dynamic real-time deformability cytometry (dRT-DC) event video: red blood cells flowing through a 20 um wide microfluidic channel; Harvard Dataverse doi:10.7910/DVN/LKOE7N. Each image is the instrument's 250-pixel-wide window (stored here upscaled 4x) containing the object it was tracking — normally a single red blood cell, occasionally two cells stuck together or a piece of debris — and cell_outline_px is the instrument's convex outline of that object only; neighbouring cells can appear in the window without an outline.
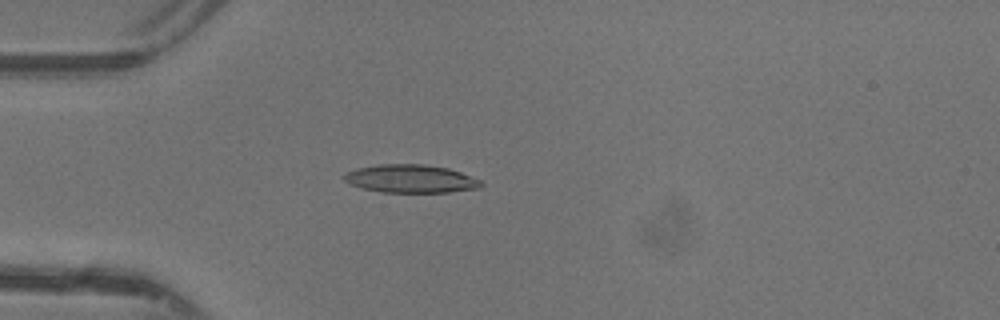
{"species": "common noctule bat (a hibernating species)", "species_latin": "Nyctalus noctula", "temperature_condition": "warm", "stored_images_in_passage": 42, "camera_frame_rate_fps": 3000, "um_per_image_px": 0.085, "animal": {"sex": "female"}, "frame": {"image": 1, "passage_image": 11, "time_ms": 3.333, "image_size_px": [1000, 320], "cell_outline_px": [[484, 184], [480, 188], [448, 192], [380, 192], [348, 184], [344, 180], [344, 176], [348, 172], [356, 168], [376, 164], [424, 164], [448, 168], [460, 172], [480, 180]], "centroid_in_image_um": [34.91, 15.19], "position_along_channel_um": 50.1, "area_um2": 22.43}}
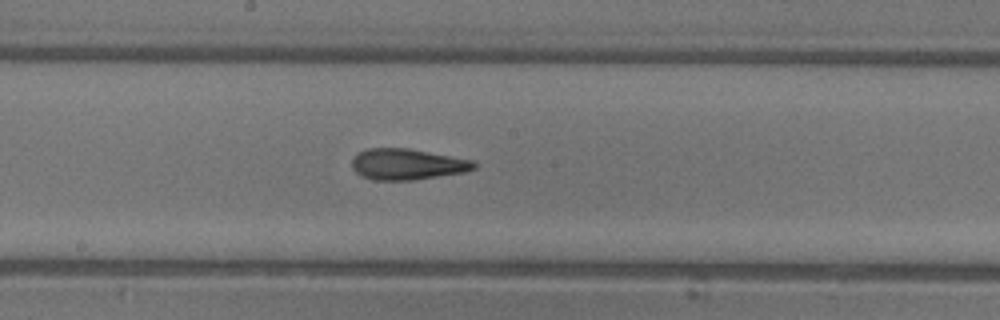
{"frame": {"image": 2, "passage_image": 23, "time_ms": 7.333, "image_size_px": [1000, 320], "cell_outline_px": [[476, 168], [464, 172], [416, 180], [372, 180], [360, 176], [352, 168], [352, 160], [360, 152], [368, 148], [408, 148], [472, 160], [476, 164]], "centroid_in_image_um": [34.6, 13.97], "position_along_channel_um": 213.6, "area_um2": 22.02}}
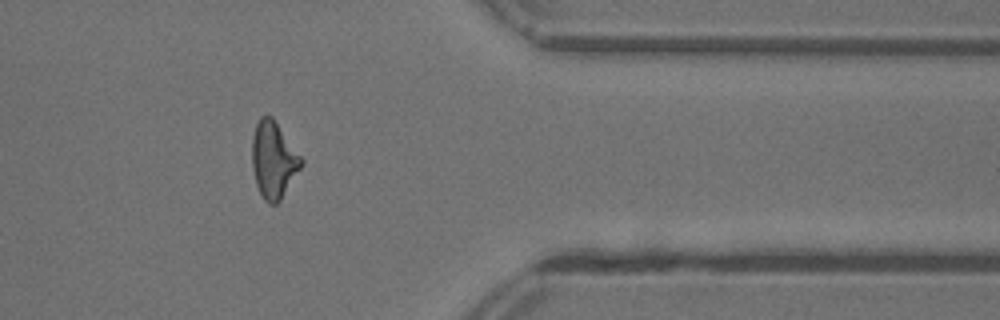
{"frame": {"image": 3, "passage_image": 36, "time_ms": 11.667, "image_size_px": [1000, 320], "cell_outline_px": [[304, 164], [280, 200], [276, 204], [268, 204], [264, 200], [256, 184], [252, 168], [252, 136], [256, 124], [260, 116], [272, 116], [304, 160]], "centroid_in_image_um": [23.25, 13.59], "position_along_channel_um": 388.1, "area_um2": 22.02}, "authors_computed_cell_mechanics": {"area_um2": 21.5594, "velocity_mm_per_s": 4.4206, "shape_relaxation_time_tau1_ms": 10.3652, "shape_relaxation_time_tau2_ms": 1.2285, "deformation_change_tau1": 0.321, "deformation_change_tau2": 0.1083}}